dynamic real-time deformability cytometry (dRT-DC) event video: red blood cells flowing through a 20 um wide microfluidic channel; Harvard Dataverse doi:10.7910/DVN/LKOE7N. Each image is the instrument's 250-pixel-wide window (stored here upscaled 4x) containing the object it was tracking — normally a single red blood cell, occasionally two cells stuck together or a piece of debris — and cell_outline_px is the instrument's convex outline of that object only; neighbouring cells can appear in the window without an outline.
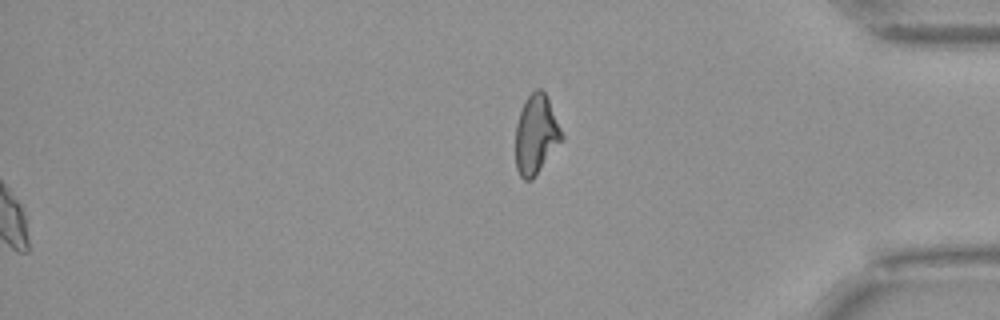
{"species": "Egyptian fruit bat (a non-hibernating species)", "species_latin": "Rousettus aegyptiacus", "temperature_condition": "warm", "stored_images_in_passage": 51, "segment_of_instrument_passage": [2, 2], "camera_frame_rate_fps": 3000, "um_per_image_px": 0.085, "animal": {"sex": "female"}, "frame": {"image": 1, "passage_image": 51, "time_ms": 16.667, "image_size_px": [1000, 320], "cell_outline_px": [[564, 140], [532, 180], [524, 180], [520, 176], [516, 168], [516, 124], [524, 100], [536, 88], [540, 88], [544, 92], [548, 100], [564, 136]], "centroid_in_image_um": [45.57, 11.46], "position_along_channel_um": 389.6, "area_um2": 21.33}}